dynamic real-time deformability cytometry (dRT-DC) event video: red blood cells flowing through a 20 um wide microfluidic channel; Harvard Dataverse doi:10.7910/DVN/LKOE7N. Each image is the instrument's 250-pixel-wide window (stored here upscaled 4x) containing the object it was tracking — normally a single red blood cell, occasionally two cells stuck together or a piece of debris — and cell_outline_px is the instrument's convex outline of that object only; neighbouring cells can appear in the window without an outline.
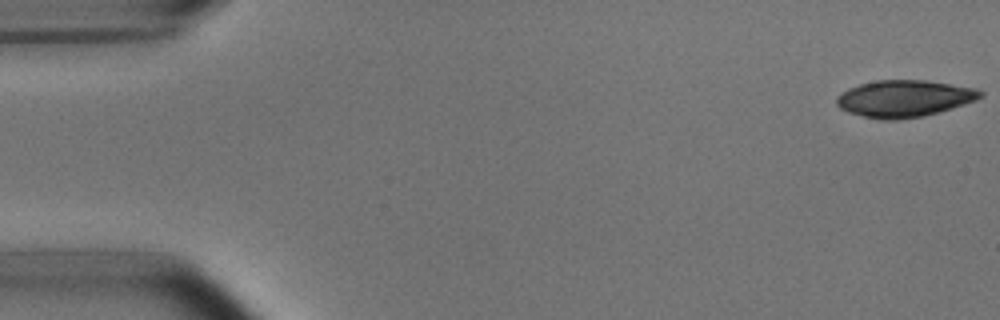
{"species": "common noctule bat (a hibernating species)", "species_latin": "Nyctalus noctula", "temperature_condition": "room temperature", "stored_images_in_passage": 6, "camera_frame_rate_fps": 3000, "um_per_image_px": 0.085, "animal": {"sex": "male", "body_mass_g": 15.6}, "frame": {"image": 1, "passage_image": 1, "time_ms": 0.0, "image_size_px": [1000, 320], "cell_outline_px": [[984, 96], [976, 100], [964, 104], [924, 116], [900, 120], [880, 120], [848, 112], [840, 108], [836, 104], [836, 96], [848, 88], [860, 84], [876, 80], [924, 80], [976, 88], [984, 92]], "centroid_in_image_um": [76.85, 8.38], "position_along_channel_um": 8.2, "area_um2": 30.92}}